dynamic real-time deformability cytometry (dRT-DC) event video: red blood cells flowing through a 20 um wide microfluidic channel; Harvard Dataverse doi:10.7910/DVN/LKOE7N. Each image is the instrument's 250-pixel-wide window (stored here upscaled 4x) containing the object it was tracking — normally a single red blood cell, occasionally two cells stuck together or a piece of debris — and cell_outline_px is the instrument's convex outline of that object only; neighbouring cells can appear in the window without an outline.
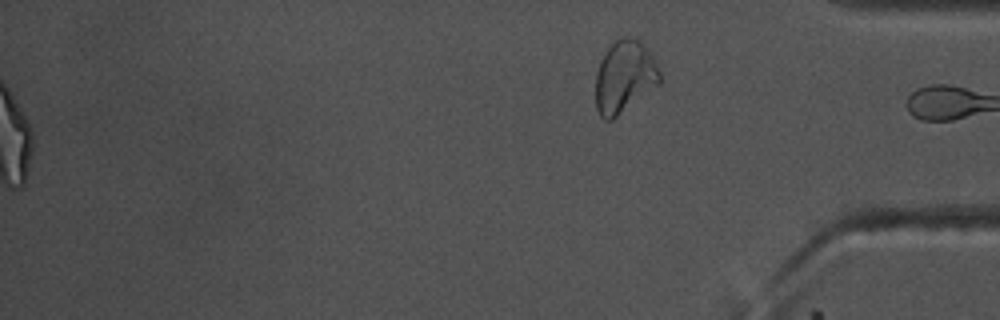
{"species": "common noctule bat (a hibernating species)", "species_latin": "Nyctalus noctula", "temperature_condition": "warm", "stored_images_in_passage": 56, "segment_of_instrument_passage": [2, 2], "camera_frame_rate_fps": 3000, "um_per_image_px": 0.085, "animal": {"sex": "male", "body_mass_g": 17.5, "forearm_length_mm": 52.3}, "frame": {"image": 1, "passage_image": 56, "time_ms": 18.333, "image_size_px": [1000, 320], "cell_outline_px": [[660, 84], [612, 120], [604, 120], [600, 116], [596, 108], [596, 72], [600, 60], [604, 52], [620, 36], [628, 36], [640, 40], [644, 44], [656, 64], [660, 72]], "centroid_in_image_um": [53.06, 6.52], "position_along_channel_um": 382.1, "area_um2": 27.11}}